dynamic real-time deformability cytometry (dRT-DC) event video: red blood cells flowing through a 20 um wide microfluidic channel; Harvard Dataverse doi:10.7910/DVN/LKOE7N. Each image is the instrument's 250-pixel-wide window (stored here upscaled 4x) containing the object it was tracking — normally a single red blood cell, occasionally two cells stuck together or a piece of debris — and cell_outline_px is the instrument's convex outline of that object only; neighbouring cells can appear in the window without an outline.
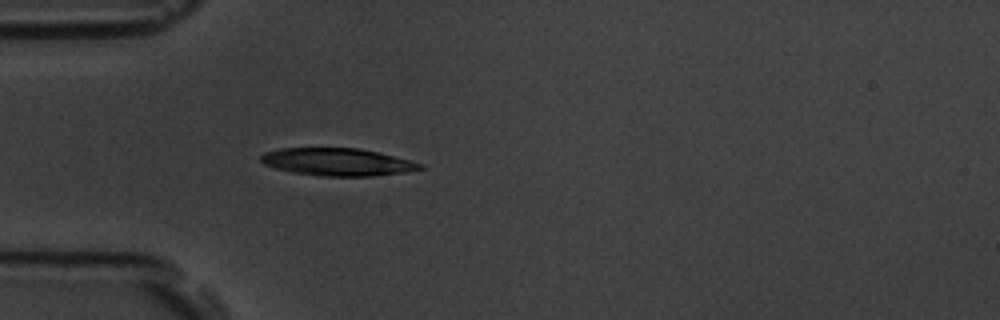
{"species": "common noctule bat (a hibernating species)", "species_latin": "Nyctalus noctula", "temperature_condition": "room temperature", "stored_images_in_passage": 5, "camera_frame_rate_fps": 3000, "um_per_image_px": 0.085, "animal": {"sex": "male", "body_mass_g": 19.5, "forearm_length_mm": 54.6}, "frame": {"image": 1, "passage_image": 4, "time_ms": 3.667, "image_size_px": [1000, 320], "cell_outline_px": [[424, 168], [404, 172], [372, 176], [320, 176], [292, 172], [276, 168], [264, 164], [260, 160], [260, 156], [264, 152], [280, 148], [356, 148], [376, 152], [424, 164]], "centroid_in_image_um": [28.63, 13.77], "position_along_channel_um": 56.4, "area_um2": 25.32}}